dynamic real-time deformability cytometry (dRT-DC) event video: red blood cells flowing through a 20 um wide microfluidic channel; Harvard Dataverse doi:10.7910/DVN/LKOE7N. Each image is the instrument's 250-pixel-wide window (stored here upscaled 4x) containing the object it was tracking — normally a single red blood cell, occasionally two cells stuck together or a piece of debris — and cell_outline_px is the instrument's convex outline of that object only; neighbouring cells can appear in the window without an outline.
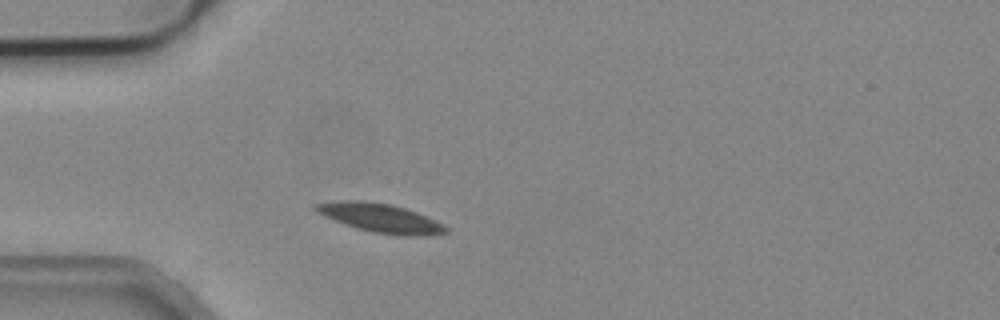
{"species": "common noctule bat (a hibernating species)", "species_latin": "Nyctalus noctula", "temperature_condition": "cold", "stored_images_in_passage": 3, "camera_frame_rate_fps": 3000, "um_per_image_px": 0.085, "animal": {"sex": "male", "body_mass_g": 19.2, "forearm_length_mm": 51.8}, "frame": {"image": 1, "passage_image": 3, "time_ms": 0.667, "image_size_px": [1000, 320], "cell_outline_px": [[448, 232], [424, 236], [400, 236], [372, 232], [356, 228], [344, 224], [324, 216], [316, 212], [312, 208], [312, 204], [340, 200], [368, 200], [392, 204], [416, 212], [436, 220], [444, 224], [448, 228]], "centroid_in_image_um": [32.31, 18.52], "position_along_channel_um": 52.7, "area_um2": 22.25}}